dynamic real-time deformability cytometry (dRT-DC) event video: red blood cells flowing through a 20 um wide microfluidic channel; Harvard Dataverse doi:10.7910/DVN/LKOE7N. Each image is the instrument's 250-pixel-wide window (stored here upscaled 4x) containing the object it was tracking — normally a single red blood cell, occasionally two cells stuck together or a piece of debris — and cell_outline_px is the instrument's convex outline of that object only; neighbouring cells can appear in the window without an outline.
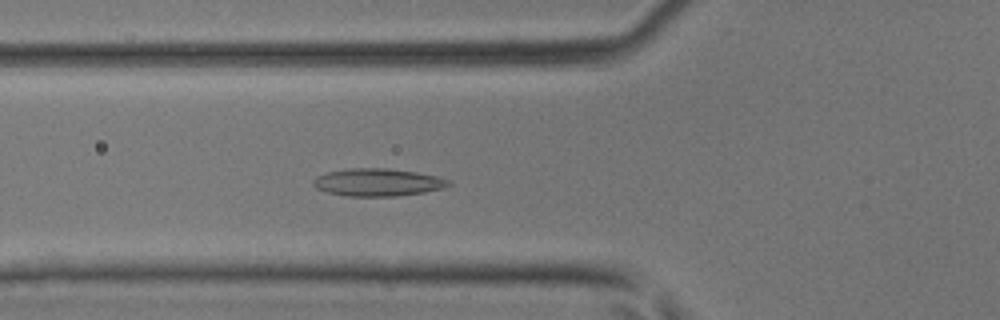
{"species": "common noctule bat (a hibernating species)", "species_latin": "Nyctalus noctula", "temperature_condition": "room temperature", "stored_images_in_passage": 47, "camera_frame_rate_fps": 3000, "um_per_image_px": 0.085, "animal": {"sex": "male", "body_mass_g": 17.9, "forearm_length_mm": 54.2}, "frame": {"image": 1, "passage_image": 18, "time_ms": 5.667, "image_size_px": [1000, 320], "cell_outline_px": [[452, 184], [444, 188], [424, 192], [396, 196], [344, 196], [328, 192], [316, 188], [312, 184], [312, 180], [316, 176], [328, 172], [348, 168], [388, 168], [416, 172], [436, 176], [448, 180]], "centroid_in_image_um": [32.08, 15.49], "position_along_channel_um": 93.7, "area_um2": 21.79}}
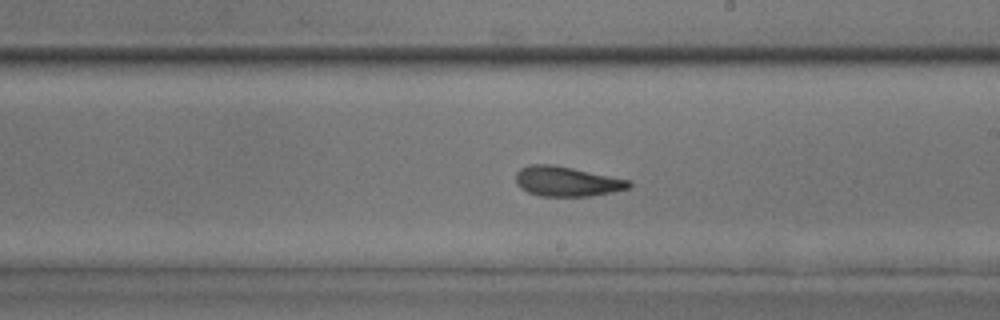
{"frame": {"image": 2, "passage_image": 28, "time_ms": 9.0, "image_size_px": [1000, 320], "cell_outline_px": [[632, 184], [628, 188], [612, 192], [588, 196], [540, 196], [528, 192], [520, 188], [516, 184], [516, 172], [520, 168], [528, 164], [552, 164], [632, 180]], "centroid_in_image_um": [48.16, 15.41], "position_along_channel_um": 240.8, "area_um2": 19.77}}
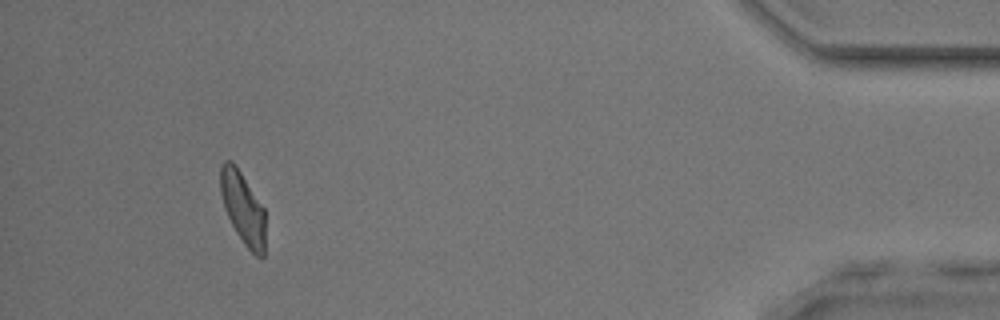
{"frame": {"image": 3, "passage_image": 44, "time_ms": 14.333, "image_size_px": [1000, 320], "cell_outline_px": [[264, 256], [256, 256], [244, 244], [236, 232], [224, 208], [220, 192], [220, 164], [224, 160], [232, 160], [236, 164], [264, 208]], "centroid_in_image_um": [20.62, 17.62], "position_along_channel_um": 414.6, "area_um2": 18.84}}